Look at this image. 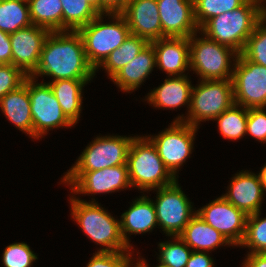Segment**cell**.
I'll use <instances>...</instances> for the list:
<instances>
[{
  "label": "cell",
  "instance_id": "cell-1",
  "mask_svg": "<svg viewBox=\"0 0 266 267\" xmlns=\"http://www.w3.org/2000/svg\"><path fill=\"white\" fill-rule=\"evenodd\" d=\"M51 76V81L63 79H93L95 69L89 64L78 31L50 32L40 54L39 64L30 75Z\"/></svg>",
  "mask_w": 266,
  "mask_h": 267
},
{
  "label": "cell",
  "instance_id": "cell-2",
  "mask_svg": "<svg viewBox=\"0 0 266 267\" xmlns=\"http://www.w3.org/2000/svg\"><path fill=\"white\" fill-rule=\"evenodd\" d=\"M84 201L70 196L71 217L80 226L92 242L103 247L98 251L119 252L131 251L120 232V220L115 219L105 208L96 202Z\"/></svg>",
  "mask_w": 266,
  "mask_h": 267
},
{
  "label": "cell",
  "instance_id": "cell-3",
  "mask_svg": "<svg viewBox=\"0 0 266 267\" xmlns=\"http://www.w3.org/2000/svg\"><path fill=\"white\" fill-rule=\"evenodd\" d=\"M264 17L265 12L253 0H247L239 8L207 20L199 31L240 54L255 26Z\"/></svg>",
  "mask_w": 266,
  "mask_h": 267
},
{
  "label": "cell",
  "instance_id": "cell-4",
  "mask_svg": "<svg viewBox=\"0 0 266 267\" xmlns=\"http://www.w3.org/2000/svg\"><path fill=\"white\" fill-rule=\"evenodd\" d=\"M131 186L152 191L172 184L175 178L165 167L152 141L145 135L134 136L127 155Z\"/></svg>",
  "mask_w": 266,
  "mask_h": 267
},
{
  "label": "cell",
  "instance_id": "cell-5",
  "mask_svg": "<svg viewBox=\"0 0 266 267\" xmlns=\"http://www.w3.org/2000/svg\"><path fill=\"white\" fill-rule=\"evenodd\" d=\"M112 18V22L103 23V17ZM86 58L96 70L109 54L117 49L129 36L130 29L121 13H100L87 25L79 28Z\"/></svg>",
  "mask_w": 266,
  "mask_h": 267
},
{
  "label": "cell",
  "instance_id": "cell-6",
  "mask_svg": "<svg viewBox=\"0 0 266 267\" xmlns=\"http://www.w3.org/2000/svg\"><path fill=\"white\" fill-rule=\"evenodd\" d=\"M197 33L203 37H198ZM189 44L190 69L199 75L200 80L232 79L234 71L232 67L239 54L237 51L208 38L199 31L189 37Z\"/></svg>",
  "mask_w": 266,
  "mask_h": 267
},
{
  "label": "cell",
  "instance_id": "cell-7",
  "mask_svg": "<svg viewBox=\"0 0 266 267\" xmlns=\"http://www.w3.org/2000/svg\"><path fill=\"white\" fill-rule=\"evenodd\" d=\"M192 87L188 115H179L174 122H184L199 127L200 122L214 120L234 102L232 79L200 80Z\"/></svg>",
  "mask_w": 266,
  "mask_h": 267
},
{
  "label": "cell",
  "instance_id": "cell-8",
  "mask_svg": "<svg viewBox=\"0 0 266 267\" xmlns=\"http://www.w3.org/2000/svg\"><path fill=\"white\" fill-rule=\"evenodd\" d=\"M37 80L28 76V95L31 104L33 121V138L38 140L48 131L60 127H73L74 124L62 112L49 83H36Z\"/></svg>",
  "mask_w": 266,
  "mask_h": 267
},
{
  "label": "cell",
  "instance_id": "cell-9",
  "mask_svg": "<svg viewBox=\"0 0 266 267\" xmlns=\"http://www.w3.org/2000/svg\"><path fill=\"white\" fill-rule=\"evenodd\" d=\"M155 190L157 194L153 203L158 227L166 236H179L197 211L192 209V202L179 187L177 179L172 184Z\"/></svg>",
  "mask_w": 266,
  "mask_h": 267
},
{
  "label": "cell",
  "instance_id": "cell-10",
  "mask_svg": "<svg viewBox=\"0 0 266 267\" xmlns=\"http://www.w3.org/2000/svg\"><path fill=\"white\" fill-rule=\"evenodd\" d=\"M134 137L97 136L80 154L68 172H88L127 164V155Z\"/></svg>",
  "mask_w": 266,
  "mask_h": 267
},
{
  "label": "cell",
  "instance_id": "cell-11",
  "mask_svg": "<svg viewBox=\"0 0 266 267\" xmlns=\"http://www.w3.org/2000/svg\"><path fill=\"white\" fill-rule=\"evenodd\" d=\"M198 129L184 122L173 121L168 128L156 136H147L154 144L165 167L175 178H178L179 168L192 154Z\"/></svg>",
  "mask_w": 266,
  "mask_h": 267
},
{
  "label": "cell",
  "instance_id": "cell-12",
  "mask_svg": "<svg viewBox=\"0 0 266 267\" xmlns=\"http://www.w3.org/2000/svg\"><path fill=\"white\" fill-rule=\"evenodd\" d=\"M232 76L235 104L249 108H266V67L253 63L241 53Z\"/></svg>",
  "mask_w": 266,
  "mask_h": 267
},
{
  "label": "cell",
  "instance_id": "cell-13",
  "mask_svg": "<svg viewBox=\"0 0 266 267\" xmlns=\"http://www.w3.org/2000/svg\"><path fill=\"white\" fill-rule=\"evenodd\" d=\"M74 194H103L131 188L128 166L119 165L88 172H66L61 179Z\"/></svg>",
  "mask_w": 266,
  "mask_h": 267
},
{
  "label": "cell",
  "instance_id": "cell-14",
  "mask_svg": "<svg viewBox=\"0 0 266 267\" xmlns=\"http://www.w3.org/2000/svg\"><path fill=\"white\" fill-rule=\"evenodd\" d=\"M207 224L219 231L231 244L239 246L245 235L247 215L223 196L197 210Z\"/></svg>",
  "mask_w": 266,
  "mask_h": 267
},
{
  "label": "cell",
  "instance_id": "cell-15",
  "mask_svg": "<svg viewBox=\"0 0 266 267\" xmlns=\"http://www.w3.org/2000/svg\"><path fill=\"white\" fill-rule=\"evenodd\" d=\"M49 33L50 31L43 27L31 25L9 34L12 64L19 67L27 76L36 70Z\"/></svg>",
  "mask_w": 266,
  "mask_h": 267
},
{
  "label": "cell",
  "instance_id": "cell-16",
  "mask_svg": "<svg viewBox=\"0 0 266 267\" xmlns=\"http://www.w3.org/2000/svg\"><path fill=\"white\" fill-rule=\"evenodd\" d=\"M162 38H189L199 31L193 0H157Z\"/></svg>",
  "mask_w": 266,
  "mask_h": 267
},
{
  "label": "cell",
  "instance_id": "cell-17",
  "mask_svg": "<svg viewBox=\"0 0 266 267\" xmlns=\"http://www.w3.org/2000/svg\"><path fill=\"white\" fill-rule=\"evenodd\" d=\"M125 18L130 33L148 43L162 38V26L157 0H128L120 12Z\"/></svg>",
  "mask_w": 266,
  "mask_h": 267
},
{
  "label": "cell",
  "instance_id": "cell-18",
  "mask_svg": "<svg viewBox=\"0 0 266 267\" xmlns=\"http://www.w3.org/2000/svg\"><path fill=\"white\" fill-rule=\"evenodd\" d=\"M263 195L257 173L241 170L232 177L228 191L222 196L248 216L261 211Z\"/></svg>",
  "mask_w": 266,
  "mask_h": 267
},
{
  "label": "cell",
  "instance_id": "cell-19",
  "mask_svg": "<svg viewBox=\"0 0 266 267\" xmlns=\"http://www.w3.org/2000/svg\"><path fill=\"white\" fill-rule=\"evenodd\" d=\"M155 51L156 67L170 76H183L190 70L189 38L165 37L151 42Z\"/></svg>",
  "mask_w": 266,
  "mask_h": 267
},
{
  "label": "cell",
  "instance_id": "cell-20",
  "mask_svg": "<svg viewBox=\"0 0 266 267\" xmlns=\"http://www.w3.org/2000/svg\"><path fill=\"white\" fill-rule=\"evenodd\" d=\"M132 202L129 209L122 213L120 219L121 236L125 244L131 249L133 247H131V241H129L130 234L147 233L158 226L153 200L146 195H142Z\"/></svg>",
  "mask_w": 266,
  "mask_h": 267
},
{
  "label": "cell",
  "instance_id": "cell-21",
  "mask_svg": "<svg viewBox=\"0 0 266 267\" xmlns=\"http://www.w3.org/2000/svg\"><path fill=\"white\" fill-rule=\"evenodd\" d=\"M163 82L148 93L147 102L155 108L171 110L187 105L189 112L193 85L188 76H170Z\"/></svg>",
  "mask_w": 266,
  "mask_h": 267
},
{
  "label": "cell",
  "instance_id": "cell-22",
  "mask_svg": "<svg viewBox=\"0 0 266 267\" xmlns=\"http://www.w3.org/2000/svg\"><path fill=\"white\" fill-rule=\"evenodd\" d=\"M154 67H156L155 51L153 45L148 43L111 80L121 91L130 93L140 88L141 84L152 73Z\"/></svg>",
  "mask_w": 266,
  "mask_h": 267
},
{
  "label": "cell",
  "instance_id": "cell-23",
  "mask_svg": "<svg viewBox=\"0 0 266 267\" xmlns=\"http://www.w3.org/2000/svg\"><path fill=\"white\" fill-rule=\"evenodd\" d=\"M0 109L14 126L33 138V121L28 95V76L21 86L10 91L0 99Z\"/></svg>",
  "mask_w": 266,
  "mask_h": 267
},
{
  "label": "cell",
  "instance_id": "cell-24",
  "mask_svg": "<svg viewBox=\"0 0 266 267\" xmlns=\"http://www.w3.org/2000/svg\"><path fill=\"white\" fill-rule=\"evenodd\" d=\"M179 237L192 251L209 252L220 246H230L229 241L215 228L195 214Z\"/></svg>",
  "mask_w": 266,
  "mask_h": 267
},
{
  "label": "cell",
  "instance_id": "cell-25",
  "mask_svg": "<svg viewBox=\"0 0 266 267\" xmlns=\"http://www.w3.org/2000/svg\"><path fill=\"white\" fill-rule=\"evenodd\" d=\"M92 79H63L50 81L49 83L62 112L75 125L80 119L82 112L83 87Z\"/></svg>",
  "mask_w": 266,
  "mask_h": 267
},
{
  "label": "cell",
  "instance_id": "cell-26",
  "mask_svg": "<svg viewBox=\"0 0 266 267\" xmlns=\"http://www.w3.org/2000/svg\"><path fill=\"white\" fill-rule=\"evenodd\" d=\"M32 25L50 32L62 31V4L60 0H27Z\"/></svg>",
  "mask_w": 266,
  "mask_h": 267
},
{
  "label": "cell",
  "instance_id": "cell-27",
  "mask_svg": "<svg viewBox=\"0 0 266 267\" xmlns=\"http://www.w3.org/2000/svg\"><path fill=\"white\" fill-rule=\"evenodd\" d=\"M147 44L148 42L145 39L130 33L125 41L109 54L95 72L103 66L102 68L106 70L109 79H111L123 66L133 60Z\"/></svg>",
  "mask_w": 266,
  "mask_h": 267
},
{
  "label": "cell",
  "instance_id": "cell-28",
  "mask_svg": "<svg viewBox=\"0 0 266 267\" xmlns=\"http://www.w3.org/2000/svg\"><path fill=\"white\" fill-rule=\"evenodd\" d=\"M32 25L27 0H0V30L12 34Z\"/></svg>",
  "mask_w": 266,
  "mask_h": 267
},
{
  "label": "cell",
  "instance_id": "cell-29",
  "mask_svg": "<svg viewBox=\"0 0 266 267\" xmlns=\"http://www.w3.org/2000/svg\"><path fill=\"white\" fill-rule=\"evenodd\" d=\"M62 4V31H77L100 13L87 0H60Z\"/></svg>",
  "mask_w": 266,
  "mask_h": 267
},
{
  "label": "cell",
  "instance_id": "cell-30",
  "mask_svg": "<svg viewBox=\"0 0 266 267\" xmlns=\"http://www.w3.org/2000/svg\"><path fill=\"white\" fill-rule=\"evenodd\" d=\"M247 118L248 109L234 103L214 121H217L222 137L235 141L246 135Z\"/></svg>",
  "mask_w": 266,
  "mask_h": 267
},
{
  "label": "cell",
  "instance_id": "cell-31",
  "mask_svg": "<svg viewBox=\"0 0 266 267\" xmlns=\"http://www.w3.org/2000/svg\"><path fill=\"white\" fill-rule=\"evenodd\" d=\"M261 211L247 216L245 235L239 245L250 250L248 253H266V217Z\"/></svg>",
  "mask_w": 266,
  "mask_h": 267
},
{
  "label": "cell",
  "instance_id": "cell-32",
  "mask_svg": "<svg viewBox=\"0 0 266 267\" xmlns=\"http://www.w3.org/2000/svg\"><path fill=\"white\" fill-rule=\"evenodd\" d=\"M173 240L158 244V262L168 267H185L192 253V249L179 237L170 236Z\"/></svg>",
  "mask_w": 266,
  "mask_h": 267
},
{
  "label": "cell",
  "instance_id": "cell-33",
  "mask_svg": "<svg viewBox=\"0 0 266 267\" xmlns=\"http://www.w3.org/2000/svg\"><path fill=\"white\" fill-rule=\"evenodd\" d=\"M247 0H193L194 16L200 28L207 20L242 6Z\"/></svg>",
  "mask_w": 266,
  "mask_h": 267
},
{
  "label": "cell",
  "instance_id": "cell-34",
  "mask_svg": "<svg viewBox=\"0 0 266 267\" xmlns=\"http://www.w3.org/2000/svg\"><path fill=\"white\" fill-rule=\"evenodd\" d=\"M241 54L253 63L266 67V17L255 26Z\"/></svg>",
  "mask_w": 266,
  "mask_h": 267
},
{
  "label": "cell",
  "instance_id": "cell-35",
  "mask_svg": "<svg viewBox=\"0 0 266 267\" xmlns=\"http://www.w3.org/2000/svg\"><path fill=\"white\" fill-rule=\"evenodd\" d=\"M37 259V255L25 242L8 245L2 255L4 267H31Z\"/></svg>",
  "mask_w": 266,
  "mask_h": 267
},
{
  "label": "cell",
  "instance_id": "cell-36",
  "mask_svg": "<svg viewBox=\"0 0 266 267\" xmlns=\"http://www.w3.org/2000/svg\"><path fill=\"white\" fill-rule=\"evenodd\" d=\"M131 256L130 251H97L90 258L86 267H131L133 266V257Z\"/></svg>",
  "mask_w": 266,
  "mask_h": 267
},
{
  "label": "cell",
  "instance_id": "cell-37",
  "mask_svg": "<svg viewBox=\"0 0 266 267\" xmlns=\"http://www.w3.org/2000/svg\"><path fill=\"white\" fill-rule=\"evenodd\" d=\"M27 75L13 64H0V99L21 86Z\"/></svg>",
  "mask_w": 266,
  "mask_h": 267
},
{
  "label": "cell",
  "instance_id": "cell-38",
  "mask_svg": "<svg viewBox=\"0 0 266 267\" xmlns=\"http://www.w3.org/2000/svg\"><path fill=\"white\" fill-rule=\"evenodd\" d=\"M246 134L266 143V110L265 108H249Z\"/></svg>",
  "mask_w": 266,
  "mask_h": 267
},
{
  "label": "cell",
  "instance_id": "cell-39",
  "mask_svg": "<svg viewBox=\"0 0 266 267\" xmlns=\"http://www.w3.org/2000/svg\"><path fill=\"white\" fill-rule=\"evenodd\" d=\"M213 261L208 252L192 251L185 267H214Z\"/></svg>",
  "mask_w": 266,
  "mask_h": 267
},
{
  "label": "cell",
  "instance_id": "cell-40",
  "mask_svg": "<svg viewBox=\"0 0 266 267\" xmlns=\"http://www.w3.org/2000/svg\"><path fill=\"white\" fill-rule=\"evenodd\" d=\"M0 64H12V50L9 34L0 30Z\"/></svg>",
  "mask_w": 266,
  "mask_h": 267
},
{
  "label": "cell",
  "instance_id": "cell-41",
  "mask_svg": "<svg viewBox=\"0 0 266 267\" xmlns=\"http://www.w3.org/2000/svg\"><path fill=\"white\" fill-rule=\"evenodd\" d=\"M128 0H100V13H120Z\"/></svg>",
  "mask_w": 266,
  "mask_h": 267
},
{
  "label": "cell",
  "instance_id": "cell-42",
  "mask_svg": "<svg viewBox=\"0 0 266 267\" xmlns=\"http://www.w3.org/2000/svg\"><path fill=\"white\" fill-rule=\"evenodd\" d=\"M242 267H266V253H248Z\"/></svg>",
  "mask_w": 266,
  "mask_h": 267
},
{
  "label": "cell",
  "instance_id": "cell-43",
  "mask_svg": "<svg viewBox=\"0 0 266 267\" xmlns=\"http://www.w3.org/2000/svg\"><path fill=\"white\" fill-rule=\"evenodd\" d=\"M262 185L263 191H266V164L261 168L257 174Z\"/></svg>",
  "mask_w": 266,
  "mask_h": 267
},
{
  "label": "cell",
  "instance_id": "cell-44",
  "mask_svg": "<svg viewBox=\"0 0 266 267\" xmlns=\"http://www.w3.org/2000/svg\"><path fill=\"white\" fill-rule=\"evenodd\" d=\"M135 265H137L138 267H149L146 260L144 258L140 259V257L135 263ZM156 267H168V266L159 264V265H156Z\"/></svg>",
  "mask_w": 266,
  "mask_h": 267
},
{
  "label": "cell",
  "instance_id": "cell-45",
  "mask_svg": "<svg viewBox=\"0 0 266 267\" xmlns=\"http://www.w3.org/2000/svg\"><path fill=\"white\" fill-rule=\"evenodd\" d=\"M100 13V0H87Z\"/></svg>",
  "mask_w": 266,
  "mask_h": 267
},
{
  "label": "cell",
  "instance_id": "cell-46",
  "mask_svg": "<svg viewBox=\"0 0 266 267\" xmlns=\"http://www.w3.org/2000/svg\"><path fill=\"white\" fill-rule=\"evenodd\" d=\"M264 12L266 11V0H253Z\"/></svg>",
  "mask_w": 266,
  "mask_h": 267
}]
</instances>
